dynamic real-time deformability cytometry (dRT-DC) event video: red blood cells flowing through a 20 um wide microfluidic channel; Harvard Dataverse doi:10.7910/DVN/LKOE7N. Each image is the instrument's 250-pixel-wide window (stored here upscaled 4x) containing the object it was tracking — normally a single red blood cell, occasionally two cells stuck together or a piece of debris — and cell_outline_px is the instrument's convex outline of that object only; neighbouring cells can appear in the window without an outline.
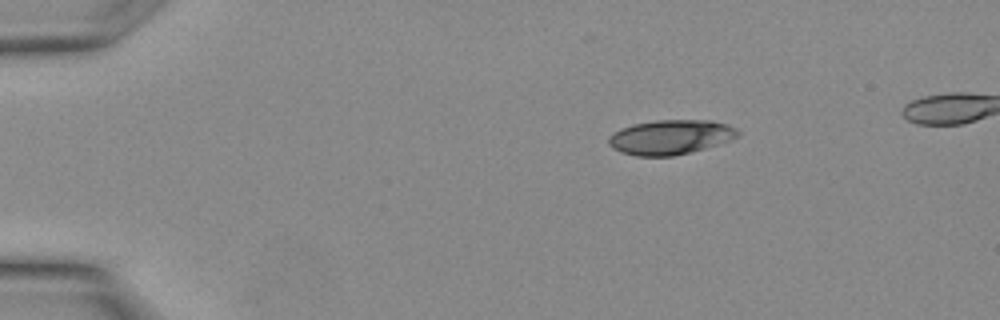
{"species": "Egyptian fruit bat (a non-hibernating species)", "species_latin": "Rousettus aegyptiacus", "temperature_condition": "warm", "stored_images_in_passage": 5, "camera_frame_rate_fps": 3000, "um_per_image_px": 0.085, "animal": {"sex": "female"}, "frame": {"image": 1, "passage_image": 1, "time_ms": 0.0, "image_size_px": [1000, 320], "cell_outline_px": [[740, 136], [732, 140], [704, 148], [672, 156], [636, 156], [620, 152], [612, 148], [608, 144], [608, 136], [612, 132], [620, 128], [632, 124], [656, 120], [708, 120], [728, 124], [736, 128], [740, 132]], "centroid_in_image_um": [56.97, 11.65], "position_along_channel_um": 28.0, "area_um2": 26.3}}